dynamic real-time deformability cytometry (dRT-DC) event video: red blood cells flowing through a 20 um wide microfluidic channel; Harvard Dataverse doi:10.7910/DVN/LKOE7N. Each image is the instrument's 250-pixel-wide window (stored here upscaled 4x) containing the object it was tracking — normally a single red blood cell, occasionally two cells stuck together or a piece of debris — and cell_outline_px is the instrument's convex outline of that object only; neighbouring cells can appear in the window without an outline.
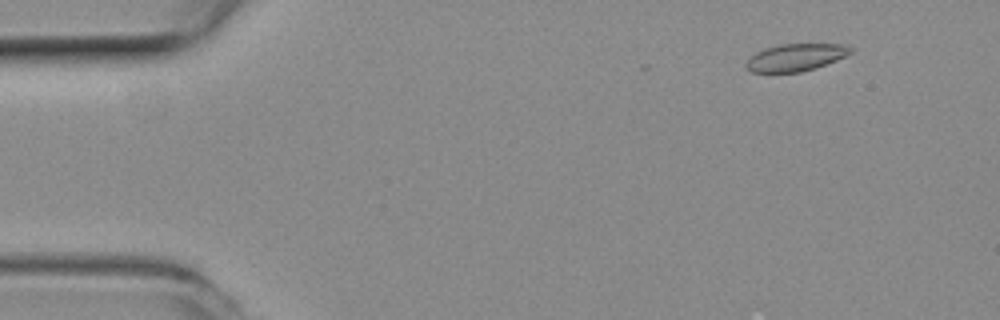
{"species": "common noctule bat (a hibernating species)", "species_latin": "Nyctalus noctula", "temperature_condition": "room temperature", "stored_images_in_passage": 10, "camera_frame_rate_fps": 3000, "um_per_image_px": 0.085, "animal": {"sex": "female", "body_mass_g": 19.3, "forearm_length_mm": 54.1}, "frame": {"image": 1, "passage_image": 4, "time_ms": 1.0, "image_size_px": [1000, 320], "cell_outline_px": [[852, 52], [836, 60], [816, 68], [800, 72], [752, 72], [744, 64], [756, 52], [764, 48], [780, 44], [840, 44], [852, 48]], "centroid_in_image_um": [67.62, 4.87], "position_along_channel_um": 17.4, "area_um2": 16.42}}